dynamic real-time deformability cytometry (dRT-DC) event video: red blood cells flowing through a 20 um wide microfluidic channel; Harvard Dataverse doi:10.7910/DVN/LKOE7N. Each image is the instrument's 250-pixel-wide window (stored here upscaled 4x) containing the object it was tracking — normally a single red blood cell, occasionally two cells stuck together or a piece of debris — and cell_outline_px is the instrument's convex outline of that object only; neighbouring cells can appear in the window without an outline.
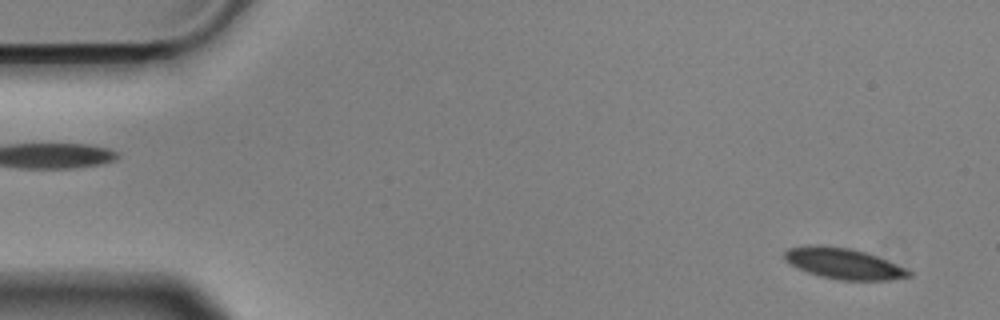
{"species": "Egyptian fruit bat (a non-hibernating species)", "species_latin": "Rousettus aegyptiacus", "temperature_condition": "cold", "stored_images_in_passage": 14, "camera_frame_rate_fps": 3000, "um_per_image_px": 0.085, "animal": {"sex": "male"}, "frame": {"image": 1, "passage_image": 2, "time_ms": 0.333, "image_size_px": [1000, 320], "cell_outline_px": [[912, 276], [888, 280], [840, 280], [820, 276], [796, 268], [788, 264], [784, 260], [784, 252], [788, 248], [812, 244], [848, 248], [864, 252], [876, 256], [908, 268], [912, 272]], "centroid_in_image_um": [71.68, 22.4], "position_along_channel_um": 13.3, "area_um2": 22.43}}